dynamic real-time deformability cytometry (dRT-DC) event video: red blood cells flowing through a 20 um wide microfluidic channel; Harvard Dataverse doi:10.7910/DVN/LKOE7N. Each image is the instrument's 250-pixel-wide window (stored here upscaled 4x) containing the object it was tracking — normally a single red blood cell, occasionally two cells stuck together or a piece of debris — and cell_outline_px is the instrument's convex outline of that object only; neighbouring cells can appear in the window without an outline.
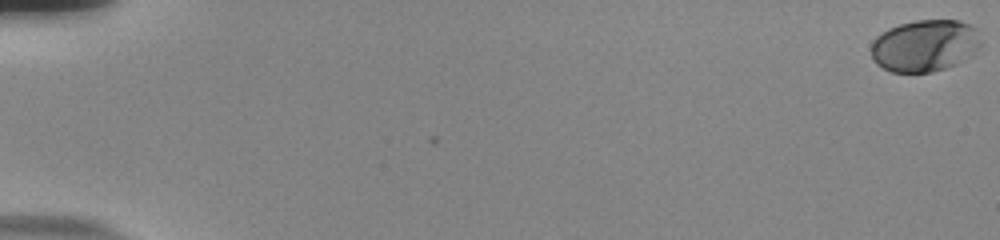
{"species": "human", "species_latin": "Homo sapiens", "temperature_condition": "room temperature", "stored_images_in_passage": 57, "camera_frame_rate_fps": 3000, "um_per_image_px": 0.085, "donor": {"sex": "male"}, "frame": {"image": 1, "passage_image": 1, "time_ms": 0.0, "image_size_px": [1000, 240], "cell_outline_px": [[976, 28], [972, 36], [956, 64], [932, 72], [892, 72], [876, 64], [872, 56], [872, 40], [876, 36], [888, 28], [900, 24], [916, 20], [956, 20], [968, 24]], "centroid_in_image_um": [78.33, 3.87], "position_along_channel_um": 6.7, "area_um2": 31.04}}
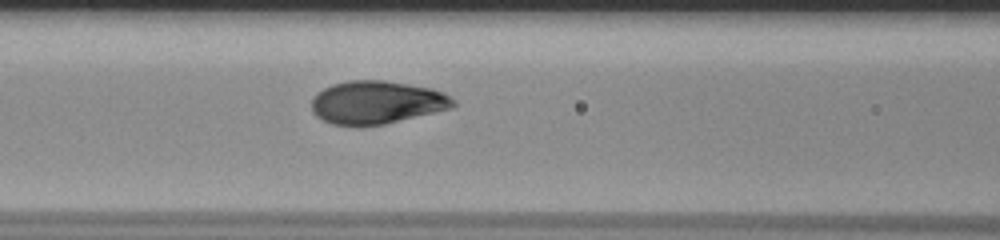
{"frame": {"image": 2, "passage_image": 27, "time_ms": 8.667, "image_size_px": [1000, 240], "cell_outline_px": [[456, 104], [452, 108], [436, 112], [384, 124], [332, 124], [316, 116], [312, 112], [312, 100], [324, 88], [332, 84], [348, 80], [384, 80], [432, 88], [444, 92], [456, 100]], "centroid_in_image_um": [32.07, 8.68], "position_along_channel_um": 134.5, "area_um2": 35.2}}
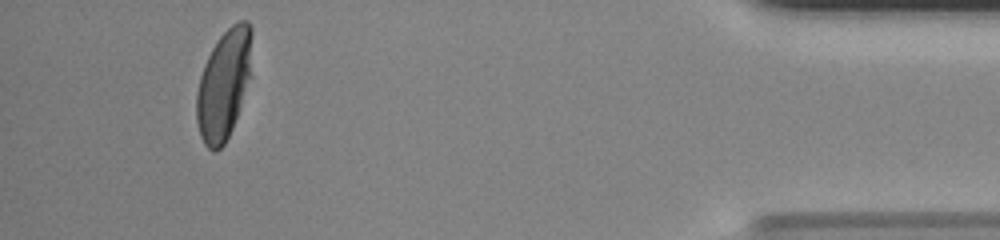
{"frame": {"image": 3, "passage_image": 54, "time_ms": 17.667, "image_size_px": [1000, 240], "cell_outline_px": [[252, 32], [248, 76], [240, 108], [232, 128], [224, 144], [216, 152], [212, 152], [204, 144], [200, 136], [196, 120], [196, 92], [200, 76], [204, 64], [212, 48], [220, 36], [232, 24], [240, 20], [248, 20], [252, 28]], "centroid_in_image_um": [18.98, 7.2], "position_along_channel_um": 416.2, "area_um2": 34.97}, "authors_computed_cell_mechanics": {"area_um2": 35.2002, "velocity_mm_per_s": 3.7536, "shape_relaxation_time_tau1_ms": 3.0475, "shape_relaxation_time_tau2_ms": null, "deformation_change_tau1": 0.1596, "deformation_change_tau2": null}}